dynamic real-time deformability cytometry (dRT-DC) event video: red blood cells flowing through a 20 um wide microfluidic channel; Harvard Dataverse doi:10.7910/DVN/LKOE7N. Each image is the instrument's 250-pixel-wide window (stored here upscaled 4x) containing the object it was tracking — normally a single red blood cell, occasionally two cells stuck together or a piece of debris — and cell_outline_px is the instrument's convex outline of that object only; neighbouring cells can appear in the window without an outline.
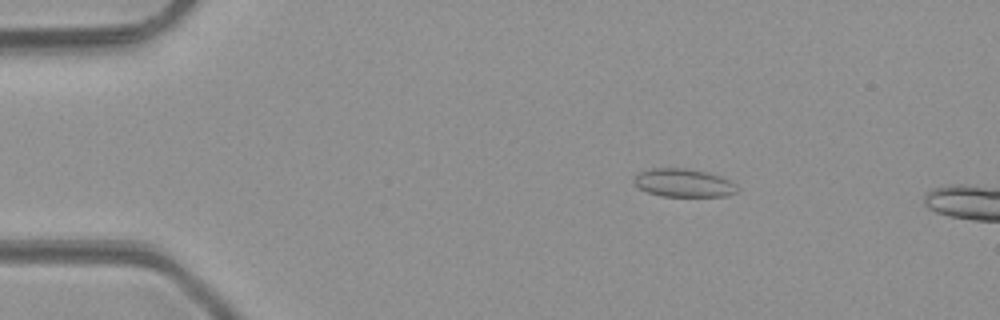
{"species": "common noctule bat (a hibernating species)", "species_latin": "Nyctalus noctula", "temperature_condition": "room temperature", "stored_images_in_passage": 5, "camera_frame_rate_fps": 3000, "um_per_image_px": 0.085, "animal": {"sex": "male", "body_mass_g": 23.1, "forearm_length_mm": 52.7}, "frame": {"image": 1, "passage_image": 3, "time_ms": 2.667, "image_size_px": [1000, 320], "cell_outline_px": [[740, 188], [736, 192], [728, 196], [660, 196], [648, 192], [640, 188], [632, 180], [632, 176], [640, 172], [652, 168], [684, 168], [704, 172], [720, 176], [736, 184]], "centroid_in_image_um": [58.1, 15.55], "position_along_channel_um": 26.9, "area_um2": 16.94}}